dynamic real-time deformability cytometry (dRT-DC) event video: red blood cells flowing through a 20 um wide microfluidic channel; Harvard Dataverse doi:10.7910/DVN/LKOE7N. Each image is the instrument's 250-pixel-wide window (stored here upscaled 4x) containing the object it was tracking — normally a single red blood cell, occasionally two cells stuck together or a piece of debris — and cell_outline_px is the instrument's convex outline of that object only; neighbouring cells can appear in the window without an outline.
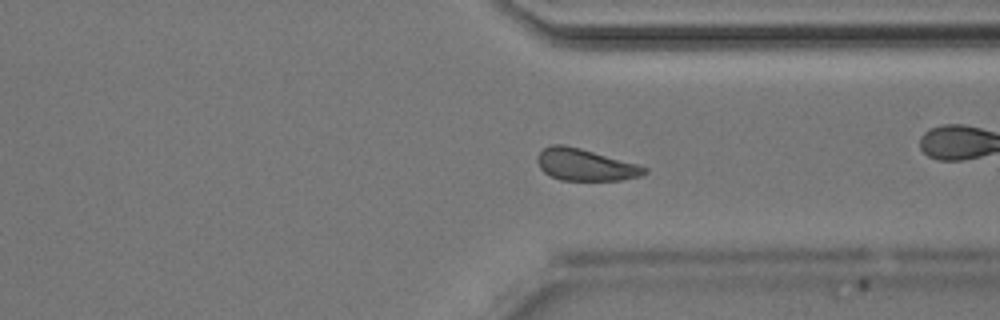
{"species": "Egyptian fruit bat (a non-hibernating species)", "species_latin": "Rousettus aegyptiacus", "temperature_condition": "room temperature", "stored_images_in_passage": 42, "camera_frame_rate_fps": 3000, "um_per_image_px": 0.085, "animal": {"sex": "male"}, "frame": {"image": 1, "passage_image": 30, "time_ms": 9.667, "image_size_px": [1000, 320], "cell_outline_px": [[648, 172], [640, 176], [620, 180], [560, 180], [544, 172], [540, 168], [536, 160], [536, 156], [544, 148], [552, 144], [564, 144], [580, 148], [636, 164], [648, 168]], "centroid_in_image_um": [49.71, 14.0], "position_along_channel_um": 361.7, "area_um2": 19.71}}